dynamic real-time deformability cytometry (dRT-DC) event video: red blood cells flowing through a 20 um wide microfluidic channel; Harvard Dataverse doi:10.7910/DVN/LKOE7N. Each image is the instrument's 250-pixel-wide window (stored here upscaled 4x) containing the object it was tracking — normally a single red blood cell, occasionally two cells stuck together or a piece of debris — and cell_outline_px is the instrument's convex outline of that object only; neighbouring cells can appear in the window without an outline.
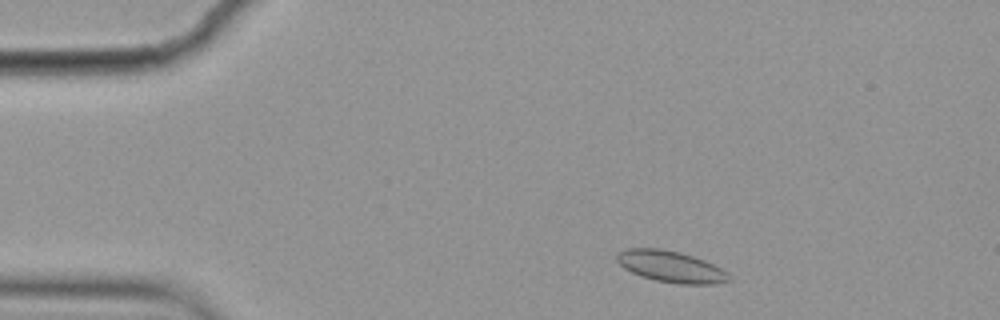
{"species": "common noctule bat (a hibernating species)", "species_latin": "Nyctalus noctula", "temperature_condition": "cold", "stored_images_in_passage": 51, "camera_frame_rate_fps": 3000, "um_per_image_px": 0.085, "animal": {"sex": "female", "body_mass_g": 19.9}, "frame": {"image": 1, "passage_image": 4, "time_ms": 1.0, "image_size_px": [1000, 320], "cell_outline_px": [[732, 280], [716, 284], [680, 284], [656, 280], [640, 276], [624, 268], [616, 260], [616, 252], [628, 248], [660, 248], [680, 252], [704, 260], [728, 272]], "centroid_in_image_um": [57.01, 22.66], "position_along_channel_um": 28.0, "area_um2": 20.58}}
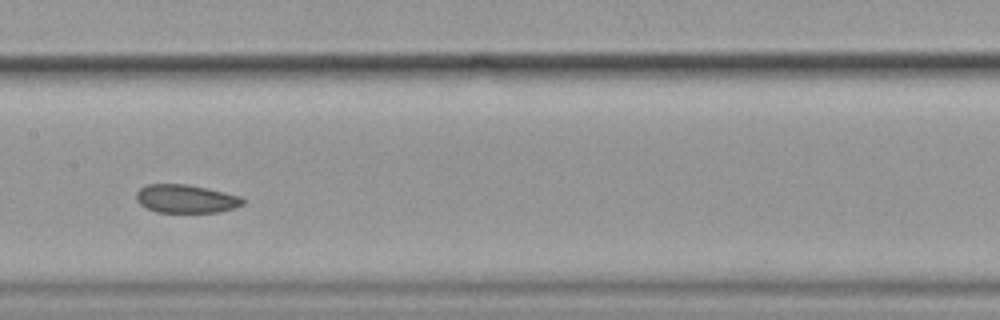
{"frame": {"image": 2, "passage_image": 23, "time_ms": 7.333, "image_size_px": [1000, 320], "cell_outline_px": [[244, 204], [236, 208], [220, 212], [156, 212], [140, 204], [136, 200], [136, 192], [140, 188], [148, 184], [188, 184], [240, 196], [244, 200]], "centroid_in_image_um": [15.8, 16.9], "position_along_channel_um": 191.6, "area_um2": 17.57}}
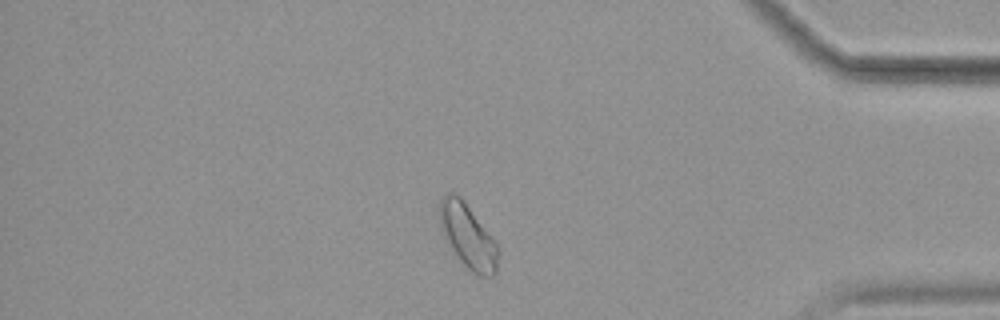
{"frame": {"image": 3, "passage_image": 43, "time_ms": 14.0, "image_size_px": [1000, 320], "cell_outline_px": [[496, 272], [492, 276], [480, 276], [472, 272], [460, 260], [444, 236], [440, 228], [436, 208], [440, 196], [444, 192], [452, 192], [460, 196], [496, 244]], "centroid_in_image_um": [39.65, 19.98], "position_along_channel_um": 395.5, "area_um2": 21.44}, "authors_computed_cell_mechanics": {"area_um2": 19.3052, "velocity_mm_per_s": 3.5066, "shape_relaxation_time_tau1_ms": null, "shape_relaxation_time_tau2_ms": 10.5327, "deformation_change_tau1": null, "deformation_change_tau2": 0.1082}}